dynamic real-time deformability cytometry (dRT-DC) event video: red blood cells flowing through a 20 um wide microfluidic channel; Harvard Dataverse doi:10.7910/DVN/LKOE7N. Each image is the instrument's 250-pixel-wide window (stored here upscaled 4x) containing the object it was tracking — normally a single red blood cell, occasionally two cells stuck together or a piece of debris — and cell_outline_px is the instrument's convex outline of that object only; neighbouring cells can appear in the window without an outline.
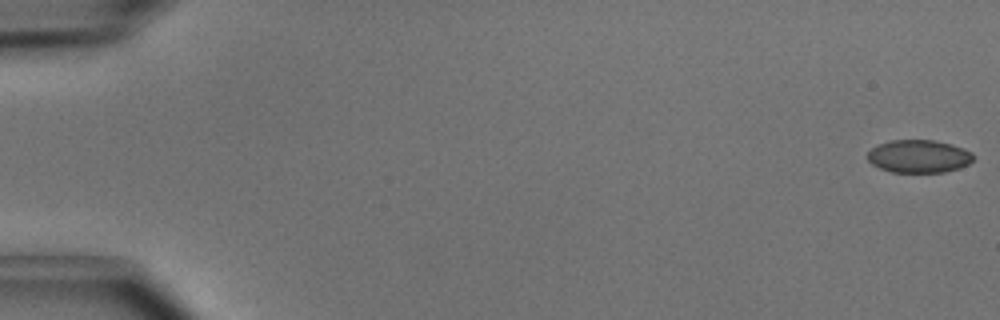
{"species": "common noctule bat (a hibernating species)", "species_latin": "Nyctalus noctula", "temperature_condition": "cold", "stored_images_in_passage": 50, "camera_frame_rate_fps": 3000, "um_per_image_px": 0.085, "animal": {"sex": "male", "body_mass_g": 15.6}, "frame": {"image": 1, "passage_image": 1, "time_ms": 0.0, "image_size_px": [1000, 320], "cell_outline_px": [[976, 156], [968, 164], [960, 168], [944, 172], [892, 172], [880, 168], [872, 164], [868, 160], [868, 152], [872, 148], [880, 144], [892, 140], [936, 140], [952, 144], [964, 148], [972, 152]], "centroid_in_image_um": [78.14, 13.28], "position_along_channel_um": 6.9, "area_um2": 20.35}}
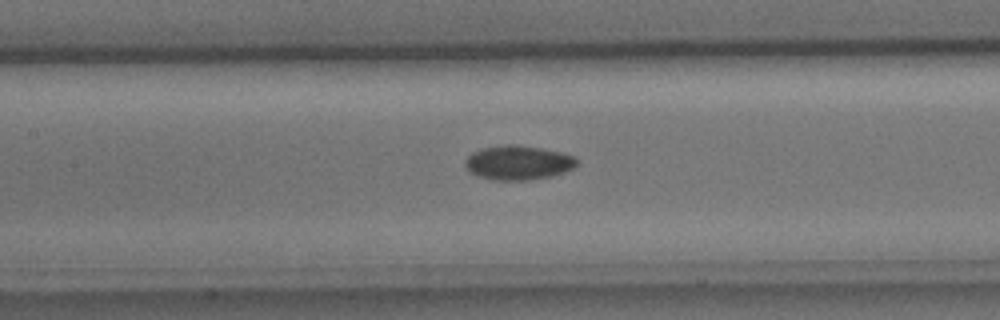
{"frame": {"image": 2, "passage_image": 24, "time_ms": 7.667, "image_size_px": [1000, 320], "cell_outline_px": [[576, 164], [572, 168], [564, 172], [552, 176], [528, 180], [492, 180], [476, 176], [468, 172], [464, 164], [464, 160], [472, 152], [480, 148], [504, 144], [516, 144], [540, 148], [560, 152], [576, 156]], "centroid_in_image_um": [43.98, 13.82], "position_along_channel_um": 163.4, "area_um2": 22.6}}
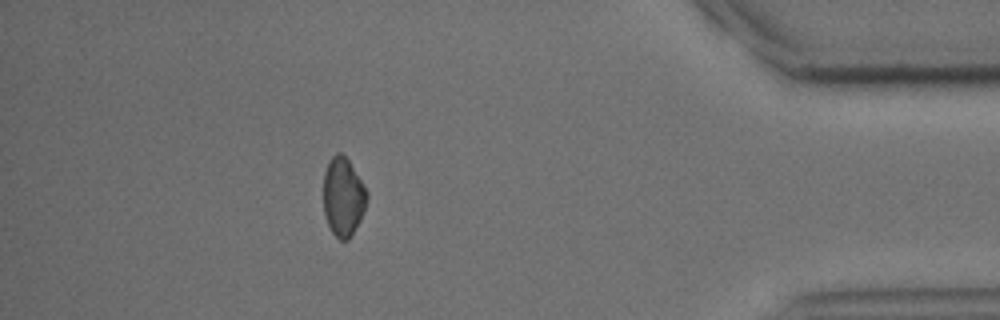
{"frame": {"image": 3, "passage_image": 45, "time_ms": 14.667, "image_size_px": [1000, 320], "cell_outline_px": [[368, 200], [360, 220], [348, 240], [340, 240], [332, 232], [328, 224], [324, 212], [324, 172], [328, 160], [336, 152], [340, 152], [348, 160], [368, 192]], "centroid_in_image_um": [29.17, 16.72], "position_along_channel_um": 406.0, "area_um2": 19.83}, "authors_computed_cell_mechanics": {"area_um2": 20.9814, "velocity_mm_per_s": 4.0593, "shape_relaxation_time_tau1_ms": 4.4948, "shape_relaxation_time_tau2_ms": 2.0221, "deformation_change_tau1": 0.1165, "deformation_change_tau2": 0.043}}